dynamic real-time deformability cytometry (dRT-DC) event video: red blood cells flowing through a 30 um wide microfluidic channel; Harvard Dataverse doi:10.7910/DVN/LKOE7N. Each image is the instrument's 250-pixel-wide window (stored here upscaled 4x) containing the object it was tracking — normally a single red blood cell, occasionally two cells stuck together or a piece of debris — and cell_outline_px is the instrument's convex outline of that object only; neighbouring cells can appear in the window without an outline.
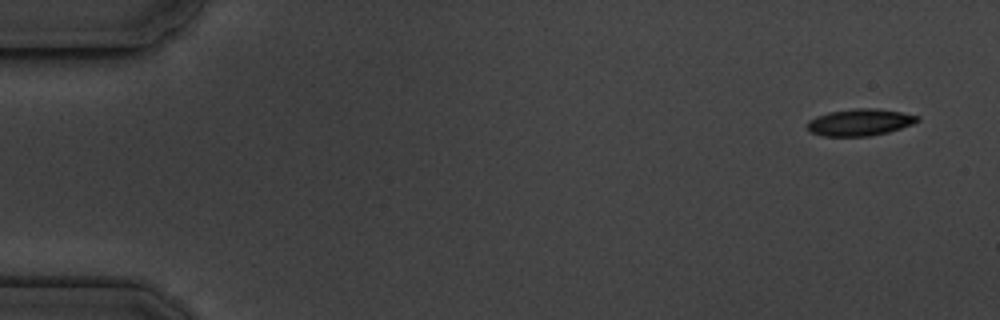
{"species": "common noctule bat (a hibernating species)", "species_latin": "Nyctalus noctula", "temperature_condition": "cold", "stored_images_in_passage": 8, "camera_frame_rate_fps": 3000, "um_per_image_px": 0.085, "animal": {"sex": "male", "body_mass_g": 19.5, "forearm_length_mm": 54.6}, "frame": {"image": 1, "passage_image": 1, "time_ms": 0.0, "image_size_px": [1000, 320], "cell_outline_px": [[920, 120], [912, 124], [888, 132], [868, 136], [824, 136], [812, 132], [808, 128], [808, 120], [816, 116], [828, 112], [856, 108], [876, 108], [900, 112], [920, 116]], "centroid_in_image_um": [73.09, 10.38], "position_along_channel_um": 11.9, "area_um2": 17.11}}
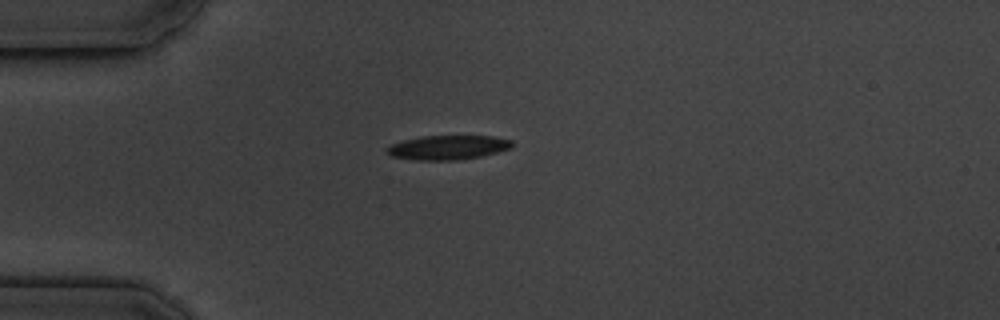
{"frame": {"image": 2, "passage_image": 4, "time_ms": 4.0, "image_size_px": [1000, 320], "cell_outline_px": [[512, 148], [480, 156], [456, 160], [416, 160], [392, 156], [384, 148], [392, 144], [404, 140], [424, 136], [492, 136], [512, 140]], "centroid_in_image_um": [38.07, 12.53], "position_along_channel_um": 46.9, "area_um2": 17.51}}
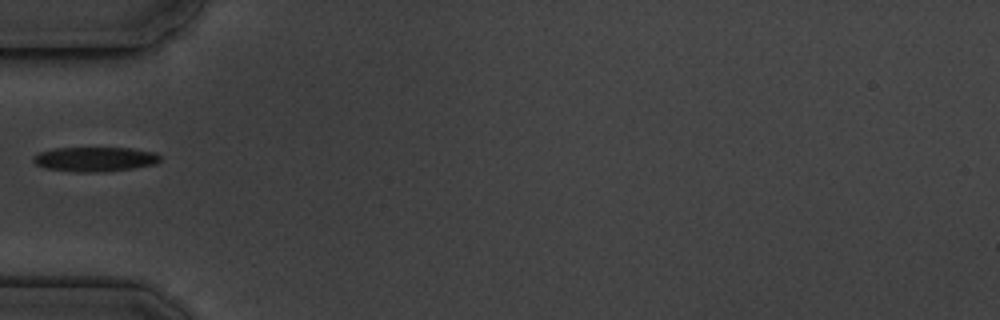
{"frame": {"image": 3, "passage_image": 5, "time_ms": 5.333, "image_size_px": [1000, 320], "cell_outline_px": [[160, 160], [156, 164], [132, 168], [104, 172], [80, 172], [48, 168], [36, 164], [32, 160], [32, 156], [40, 152], [56, 148], [128, 148], [156, 152], [160, 156]], "centroid_in_image_um": [8.09, 13.53], "position_along_channel_um": 76.9, "area_um2": 18.03}}